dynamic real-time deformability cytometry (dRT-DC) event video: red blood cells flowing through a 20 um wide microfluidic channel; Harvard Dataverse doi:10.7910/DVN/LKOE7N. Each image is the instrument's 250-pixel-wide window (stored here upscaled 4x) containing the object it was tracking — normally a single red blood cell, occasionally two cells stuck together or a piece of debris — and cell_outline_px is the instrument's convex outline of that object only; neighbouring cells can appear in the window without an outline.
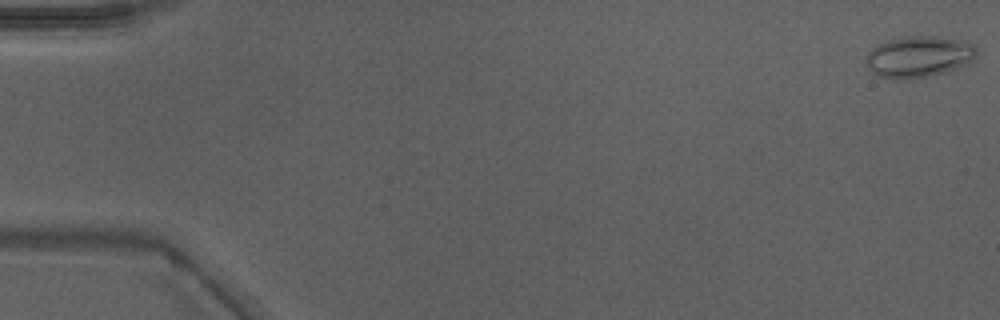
{"species": "Egyptian fruit bat (a non-hibernating species)", "species_latin": "Rousettus aegyptiacus", "temperature_condition": "warm", "stored_images_in_passage": 49, "camera_frame_rate_fps": 3000, "um_per_image_px": 0.085, "animal": {"sex": "male"}, "frame": {"image": 1, "passage_image": 1, "time_ms": 0.0, "image_size_px": [1000, 320], "cell_outline_px": [[976, 56], [968, 64], [944, 72], [928, 76], [908, 80], [896, 80], [876, 76], [864, 64], [864, 60], [868, 52], [872, 48], [888, 40], [904, 36], [936, 36], [968, 40], [976, 44]], "centroid_in_image_um": [78.09, 4.82], "position_along_channel_um": 6.9, "area_um2": 27.28}}
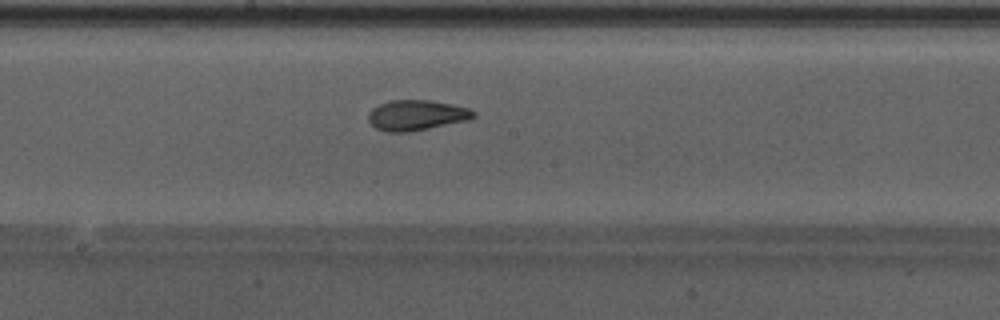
{"frame": {"image": 2, "passage_image": 27, "time_ms": 8.667, "image_size_px": [1000, 320], "cell_outline_px": [[476, 116], [468, 120], [408, 132], [388, 132], [376, 128], [368, 120], [368, 112], [372, 108], [388, 100], [428, 100], [452, 104], [468, 108], [476, 112]], "centroid_in_image_um": [35.39, 9.78], "position_along_channel_um": 212.8, "area_um2": 18.55}}
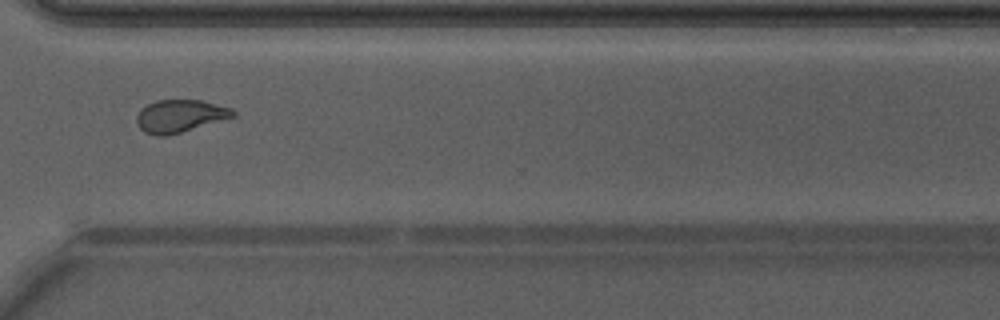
{"frame": {"image": 3, "passage_image": 37, "time_ms": 12.0, "image_size_px": [1000, 320], "cell_outline_px": [[236, 116], [180, 132], [164, 136], [156, 136], [144, 132], [136, 124], [136, 116], [140, 108], [156, 100], [200, 100], [232, 108], [236, 112]], "centroid_in_image_um": [15.26, 9.85], "position_along_channel_um": 355.3, "area_um2": 18.26}, "authors_computed_cell_mechanics": {"area_um2": 19.0162, "velocity_mm_per_s": 4.275, "shape_relaxation_time_tau1_ms": 5.7924, "shape_relaxation_time_tau2_ms": 2.2164, "deformation_change_tau1": 0.1447, "deformation_change_tau2": 0.0903}}